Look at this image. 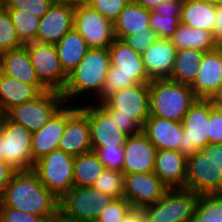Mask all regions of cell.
Returning a JSON list of instances; mask_svg holds the SVG:
<instances>
[{"label":"cell","mask_w":222,"mask_h":222,"mask_svg":"<svg viewBox=\"0 0 222 222\" xmlns=\"http://www.w3.org/2000/svg\"><path fill=\"white\" fill-rule=\"evenodd\" d=\"M0 202L6 207L43 218L59 215V199L40 182L33 169L15 171Z\"/></svg>","instance_id":"1"},{"label":"cell","mask_w":222,"mask_h":222,"mask_svg":"<svg viewBox=\"0 0 222 222\" xmlns=\"http://www.w3.org/2000/svg\"><path fill=\"white\" fill-rule=\"evenodd\" d=\"M108 48L111 65L102 92L97 98L100 99V102L114 92L136 84H149L151 82L141 54L120 39H115Z\"/></svg>","instance_id":"2"},{"label":"cell","mask_w":222,"mask_h":222,"mask_svg":"<svg viewBox=\"0 0 222 222\" xmlns=\"http://www.w3.org/2000/svg\"><path fill=\"white\" fill-rule=\"evenodd\" d=\"M109 48H90L78 66L68 75V81L61 92L64 101L94 90L102 92L110 68Z\"/></svg>","instance_id":"3"},{"label":"cell","mask_w":222,"mask_h":222,"mask_svg":"<svg viewBox=\"0 0 222 222\" xmlns=\"http://www.w3.org/2000/svg\"><path fill=\"white\" fill-rule=\"evenodd\" d=\"M150 116L182 122L189 108L198 99L188 85L169 79H155L149 83Z\"/></svg>","instance_id":"4"},{"label":"cell","mask_w":222,"mask_h":222,"mask_svg":"<svg viewBox=\"0 0 222 222\" xmlns=\"http://www.w3.org/2000/svg\"><path fill=\"white\" fill-rule=\"evenodd\" d=\"M199 196L188 188H168L161 199L141 211L146 222H191Z\"/></svg>","instance_id":"5"},{"label":"cell","mask_w":222,"mask_h":222,"mask_svg":"<svg viewBox=\"0 0 222 222\" xmlns=\"http://www.w3.org/2000/svg\"><path fill=\"white\" fill-rule=\"evenodd\" d=\"M114 200L92 186H73L59 200V215L72 222H95L104 207Z\"/></svg>","instance_id":"6"},{"label":"cell","mask_w":222,"mask_h":222,"mask_svg":"<svg viewBox=\"0 0 222 222\" xmlns=\"http://www.w3.org/2000/svg\"><path fill=\"white\" fill-rule=\"evenodd\" d=\"M63 103L64 97L60 91L48 89L34 99L14 106L6 117L34 133L50 120Z\"/></svg>","instance_id":"7"},{"label":"cell","mask_w":222,"mask_h":222,"mask_svg":"<svg viewBox=\"0 0 222 222\" xmlns=\"http://www.w3.org/2000/svg\"><path fill=\"white\" fill-rule=\"evenodd\" d=\"M75 156L55 150L35 162L33 170L40 182L59 200L74 186Z\"/></svg>","instance_id":"8"},{"label":"cell","mask_w":222,"mask_h":222,"mask_svg":"<svg viewBox=\"0 0 222 222\" xmlns=\"http://www.w3.org/2000/svg\"><path fill=\"white\" fill-rule=\"evenodd\" d=\"M32 132L5 117L0 131V159L16 171L34 168Z\"/></svg>","instance_id":"9"},{"label":"cell","mask_w":222,"mask_h":222,"mask_svg":"<svg viewBox=\"0 0 222 222\" xmlns=\"http://www.w3.org/2000/svg\"><path fill=\"white\" fill-rule=\"evenodd\" d=\"M149 102V84H136L110 94L99 106L109 116H130L142 127L150 116Z\"/></svg>","instance_id":"10"},{"label":"cell","mask_w":222,"mask_h":222,"mask_svg":"<svg viewBox=\"0 0 222 222\" xmlns=\"http://www.w3.org/2000/svg\"><path fill=\"white\" fill-rule=\"evenodd\" d=\"M213 109V99H197L182 120V142L179 151L186 156L202 150L209 144V114Z\"/></svg>","instance_id":"11"},{"label":"cell","mask_w":222,"mask_h":222,"mask_svg":"<svg viewBox=\"0 0 222 222\" xmlns=\"http://www.w3.org/2000/svg\"><path fill=\"white\" fill-rule=\"evenodd\" d=\"M39 81L51 90L62 92L68 75L64 72L54 44L32 42L24 45Z\"/></svg>","instance_id":"12"},{"label":"cell","mask_w":222,"mask_h":222,"mask_svg":"<svg viewBox=\"0 0 222 222\" xmlns=\"http://www.w3.org/2000/svg\"><path fill=\"white\" fill-rule=\"evenodd\" d=\"M73 28L83 36L89 48H108L116 39L113 23L86 3L75 6Z\"/></svg>","instance_id":"13"},{"label":"cell","mask_w":222,"mask_h":222,"mask_svg":"<svg viewBox=\"0 0 222 222\" xmlns=\"http://www.w3.org/2000/svg\"><path fill=\"white\" fill-rule=\"evenodd\" d=\"M185 188L199 195L222 194V170L202 150L187 156Z\"/></svg>","instance_id":"14"},{"label":"cell","mask_w":222,"mask_h":222,"mask_svg":"<svg viewBox=\"0 0 222 222\" xmlns=\"http://www.w3.org/2000/svg\"><path fill=\"white\" fill-rule=\"evenodd\" d=\"M168 187L154 173H130L123 176V198L134 209L156 203Z\"/></svg>","instance_id":"15"},{"label":"cell","mask_w":222,"mask_h":222,"mask_svg":"<svg viewBox=\"0 0 222 222\" xmlns=\"http://www.w3.org/2000/svg\"><path fill=\"white\" fill-rule=\"evenodd\" d=\"M87 116L90 126L92 147H123L128 134L121 131L113 120L99 105L79 107Z\"/></svg>","instance_id":"16"},{"label":"cell","mask_w":222,"mask_h":222,"mask_svg":"<svg viewBox=\"0 0 222 222\" xmlns=\"http://www.w3.org/2000/svg\"><path fill=\"white\" fill-rule=\"evenodd\" d=\"M79 108L62 106L50 120L38 131L32 133V158L33 163L42 157L58 150L59 140L64 134L68 118Z\"/></svg>","instance_id":"17"},{"label":"cell","mask_w":222,"mask_h":222,"mask_svg":"<svg viewBox=\"0 0 222 222\" xmlns=\"http://www.w3.org/2000/svg\"><path fill=\"white\" fill-rule=\"evenodd\" d=\"M75 6L53 3L40 18L36 41L57 44L72 28Z\"/></svg>","instance_id":"18"},{"label":"cell","mask_w":222,"mask_h":222,"mask_svg":"<svg viewBox=\"0 0 222 222\" xmlns=\"http://www.w3.org/2000/svg\"><path fill=\"white\" fill-rule=\"evenodd\" d=\"M198 99H214L222 90V57L217 49L206 51L194 83L190 86Z\"/></svg>","instance_id":"19"},{"label":"cell","mask_w":222,"mask_h":222,"mask_svg":"<svg viewBox=\"0 0 222 222\" xmlns=\"http://www.w3.org/2000/svg\"><path fill=\"white\" fill-rule=\"evenodd\" d=\"M123 149V174L154 172L157 148L142 132L128 136Z\"/></svg>","instance_id":"20"},{"label":"cell","mask_w":222,"mask_h":222,"mask_svg":"<svg viewBox=\"0 0 222 222\" xmlns=\"http://www.w3.org/2000/svg\"><path fill=\"white\" fill-rule=\"evenodd\" d=\"M58 150L73 156L92 151L88 116L80 108L68 118Z\"/></svg>","instance_id":"21"},{"label":"cell","mask_w":222,"mask_h":222,"mask_svg":"<svg viewBox=\"0 0 222 222\" xmlns=\"http://www.w3.org/2000/svg\"><path fill=\"white\" fill-rule=\"evenodd\" d=\"M177 49L171 39L158 38L141 55L145 70L151 80L169 79L176 58Z\"/></svg>","instance_id":"22"},{"label":"cell","mask_w":222,"mask_h":222,"mask_svg":"<svg viewBox=\"0 0 222 222\" xmlns=\"http://www.w3.org/2000/svg\"><path fill=\"white\" fill-rule=\"evenodd\" d=\"M0 72L33 85L40 93L48 90L37 78L25 46L0 53Z\"/></svg>","instance_id":"23"},{"label":"cell","mask_w":222,"mask_h":222,"mask_svg":"<svg viewBox=\"0 0 222 222\" xmlns=\"http://www.w3.org/2000/svg\"><path fill=\"white\" fill-rule=\"evenodd\" d=\"M187 156L180 151L157 150L154 173L168 188H185Z\"/></svg>","instance_id":"24"},{"label":"cell","mask_w":222,"mask_h":222,"mask_svg":"<svg viewBox=\"0 0 222 222\" xmlns=\"http://www.w3.org/2000/svg\"><path fill=\"white\" fill-rule=\"evenodd\" d=\"M182 122L161 117L149 116L142 126V133L157 150L169 149L179 151L182 142Z\"/></svg>","instance_id":"25"},{"label":"cell","mask_w":222,"mask_h":222,"mask_svg":"<svg viewBox=\"0 0 222 222\" xmlns=\"http://www.w3.org/2000/svg\"><path fill=\"white\" fill-rule=\"evenodd\" d=\"M150 17L151 10L145 9L132 0L113 23L116 39L122 40L125 36L135 32H150Z\"/></svg>","instance_id":"26"},{"label":"cell","mask_w":222,"mask_h":222,"mask_svg":"<svg viewBox=\"0 0 222 222\" xmlns=\"http://www.w3.org/2000/svg\"><path fill=\"white\" fill-rule=\"evenodd\" d=\"M57 54L64 72L69 75L90 49L83 36L72 28L57 44Z\"/></svg>","instance_id":"27"},{"label":"cell","mask_w":222,"mask_h":222,"mask_svg":"<svg viewBox=\"0 0 222 222\" xmlns=\"http://www.w3.org/2000/svg\"><path fill=\"white\" fill-rule=\"evenodd\" d=\"M170 39L177 50L197 49L206 52L216 49L217 46L213 32L187 26L181 22Z\"/></svg>","instance_id":"28"},{"label":"cell","mask_w":222,"mask_h":222,"mask_svg":"<svg viewBox=\"0 0 222 222\" xmlns=\"http://www.w3.org/2000/svg\"><path fill=\"white\" fill-rule=\"evenodd\" d=\"M39 94L33 85L25 84L0 72V107L5 113Z\"/></svg>","instance_id":"29"},{"label":"cell","mask_w":222,"mask_h":222,"mask_svg":"<svg viewBox=\"0 0 222 222\" xmlns=\"http://www.w3.org/2000/svg\"><path fill=\"white\" fill-rule=\"evenodd\" d=\"M216 5L197 0H184L180 22L194 28L213 32Z\"/></svg>","instance_id":"30"},{"label":"cell","mask_w":222,"mask_h":222,"mask_svg":"<svg viewBox=\"0 0 222 222\" xmlns=\"http://www.w3.org/2000/svg\"><path fill=\"white\" fill-rule=\"evenodd\" d=\"M204 53L197 49L177 50L169 80L191 86L199 72Z\"/></svg>","instance_id":"31"},{"label":"cell","mask_w":222,"mask_h":222,"mask_svg":"<svg viewBox=\"0 0 222 222\" xmlns=\"http://www.w3.org/2000/svg\"><path fill=\"white\" fill-rule=\"evenodd\" d=\"M104 170V165L94 151L75 156L73 185L75 187L92 186Z\"/></svg>","instance_id":"32"},{"label":"cell","mask_w":222,"mask_h":222,"mask_svg":"<svg viewBox=\"0 0 222 222\" xmlns=\"http://www.w3.org/2000/svg\"><path fill=\"white\" fill-rule=\"evenodd\" d=\"M23 45L36 41L40 18L21 9H6Z\"/></svg>","instance_id":"33"},{"label":"cell","mask_w":222,"mask_h":222,"mask_svg":"<svg viewBox=\"0 0 222 222\" xmlns=\"http://www.w3.org/2000/svg\"><path fill=\"white\" fill-rule=\"evenodd\" d=\"M191 222H222V194L200 195Z\"/></svg>","instance_id":"34"},{"label":"cell","mask_w":222,"mask_h":222,"mask_svg":"<svg viewBox=\"0 0 222 222\" xmlns=\"http://www.w3.org/2000/svg\"><path fill=\"white\" fill-rule=\"evenodd\" d=\"M123 176V172L105 169L92 187L112 196L114 199L123 198Z\"/></svg>","instance_id":"35"},{"label":"cell","mask_w":222,"mask_h":222,"mask_svg":"<svg viewBox=\"0 0 222 222\" xmlns=\"http://www.w3.org/2000/svg\"><path fill=\"white\" fill-rule=\"evenodd\" d=\"M24 45L17 36L16 30L10 19V14L3 7L0 9V53L13 50Z\"/></svg>","instance_id":"36"},{"label":"cell","mask_w":222,"mask_h":222,"mask_svg":"<svg viewBox=\"0 0 222 222\" xmlns=\"http://www.w3.org/2000/svg\"><path fill=\"white\" fill-rule=\"evenodd\" d=\"M181 16H162L151 10L150 28L159 38L170 39L180 23Z\"/></svg>","instance_id":"37"},{"label":"cell","mask_w":222,"mask_h":222,"mask_svg":"<svg viewBox=\"0 0 222 222\" xmlns=\"http://www.w3.org/2000/svg\"><path fill=\"white\" fill-rule=\"evenodd\" d=\"M105 169L117 170L122 172L124 165L123 147H92Z\"/></svg>","instance_id":"38"},{"label":"cell","mask_w":222,"mask_h":222,"mask_svg":"<svg viewBox=\"0 0 222 222\" xmlns=\"http://www.w3.org/2000/svg\"><path fill=\"white\" fill-rule=\"evenodd\" d=\"M132 0H87L85 3L114 23L120 12Z\"/></svg>","instance_id":"39"},{"label":"cell","mask_w":222,"mask_h":222,"mask_svg":"<svg viewBox=\"0 0 222 222\" xmlns=\"http://www.w3.org/2000/svg\"><path fill=\"white\" fill-rule=\"evenodd\" d=\"M133 209L124 198L115 199L105 206L95 222H120Z\"/></svg>","instance_id":"40"},{"label":"cell","mask_w":222,"mask_h":222,"mask_svg":"<svg viewBox=\"0 0 222 222\" xmlns=\"http://www.w3.org/2000/svg\"><path fill=\"white\" fill-rule=\"evenodd\" d=\"M53 3L51 0H5V9H21L41 18Z\"/></svg>","instance_id":"41"},{"label":"cell","mask_w":222,"mask_h":222,"mask_svg":"<svg viewBox=\"0 0 222 222\" xmlns=\"http://www.w3.org/2000/svg\"><path fill=\"white\" fill-rule=\"evenodd\" d=\"M1 222H51L53 218H43L27 214L18 209L6 207L0 202Z\"/></svg>","instance_id":"42"},{"label":"cell","mask_w":222,"mask_h":222,"mask_svg":"<svg viewBox=\"0 0 222 222\" xmlns=\"http://www.w3.org/2000/svg\"><path fill=\"white\" fill-rule=\"evenodd\" d=\"M158 38V35L151 30L150 32H135L125 36L122 40L133 50L142 55Z\"/></svg>","instance_id":"43"},{"label":"cell","mask_w":222,"mask_h":222,"mask_svg":"<svg viewBox=\"0 0 222 222\" xmlns=\"http://www.w3.org/2000/svg\"><path fill=\"white\" fill-rule=\"evenodd\" d=\"M209 144L222 143V108L213 99V109L209 114Z\"/></svg>","instance_id":"44"},{"label":"cell","mask_w":222,"mask_h":222,"mask_svg":"<svg viewBox=\"0 0 222 222\" xmlns=\"http://www.w3.org/2000/svg\"><path fill=\"white\" fill-rule=\"evenodd\" d=\"M184 0H164L153 11L162 16H181Z\"/></svg>","instance_id":"45"},{"label":"cell","mask_w":222,"mask_h":222,"mask_svg":"<svg viewBox=\"0 0 222 222\" xmlns=\"http://www.w3.org/2000/svg\"><path fill=\"white\" fill-rule=\"evenodd\" d=\"M113 120H115L119 129L126 134L136 135L142 132V127L132 118V117H124V116H110Z\"/></svg>","instance_id":"46"},{"label":"cell","mask_w":222,"mask_h":222,"mask_svg":"<svg viewBox=\"0 0 222 222\" xmlns=\"http://www.w3.org/2000/svg\"><path fill=\"white\" fill-rule=\"evenodd\" d=\"M15 171L16 170L9 163L0 159V197Z\"/></svg>","instance_id":"47"},{"label":"cell","mask_w":222,"mask_h":222,"mask_svg":"<svg viewBox=\"0 0 222 222\" xmlns=\"http://www.w3.org/2000/svg\"><path fill=\"white\" fill-rule=\"evenodd\" d=\"M202 151L222 170V143L207 144Z\"/></svg>","instance_id":"48"},{"label":"cell","mask_w":222,"mask_h":222,"mask_svg":"<svg viewBox=\"0 0 222 222\" xmlns=\"http://www.w3.org/2000/svg\"><path fill=\"white\" fill-rule=\"evenodd\" d=\"M213 34L217 42L222 40V2L216 4V20Z\"/></svg>","instance_id":"49"},{"label":"cell","mask_w":222,"mask_h":222,"mask_svg":"<svg viewBox=\"0 0 222 222\" xmlns=\"http://www.w3.org/2000/svg\"><path fill=\"white\" fill-rule=\"evenodd\" d=\"M120 222H146L145 216L141 209H132L129 214Z\"/></svg>","instance_id":"50"},{"label":"cell","mask_w":222,"mask_h":222,"mask_svg":"<svg viewBox=\"0 0 222 222\" xmlns=\"http://www.w3.org/2000/svg\"><path fill=\"white\" fill-rule=\"evenodd\" d=\"M136 4L144 7L145 9L153 10L158 4L164 0H133Z\"/></svg>","instance_id":"51"},{"label":"cell","mask_w":222,"mask_h":222,"mask_svg":"<svg viewBox=\"0 0 222 222\" xmlns=\"http://www.w3.org/2000/svg\"><path fill=\"white\" fill-rule=\"evenodd\" d=\"M52 3L71 4L75 6V0H51Z\"/></svg>","instance_id":"52"},{"label":"cell","mask_w":222,"mask_h":222,"mask_svg":"<svg viewBox=\"0 0 222 222\" xmlns=\"http://www.w3.org/2000/svg\"><path fill=\"white\" fill-rule=\"evenodd\" d=\"M216 105L222 108V90L221 92L214 98Z\"/></svg>","instance_id":"53"},{"label":"cell","mask_w":222,"mask_h":222,"mask_svg":"<svg viewBox=\"0 0 222 222\" xmlns=\"http://www.w3.org/2000/svg\"><path fill=\"white\" fill-rule=\"evenodd\" d=\"M6 117V113L5 111L0 107V131H1V127H2V124H3V121Z\"/></svg>","instance_id":"54"},{"label":"cell","mask_w":222,"mask_h":222,"mask_svg":"<svg viewBox=\"0 0 222 222\" xmlns=\"http://www.w3.org/2000/svg\"><path fill=\"white\" fill-rule=\"evenodd\" d=\"M51 222H72V221L66 220L62 218L60 215H58L57 217L53 218Z\"/></svg>","instance_id":"55"},{"label":"cell","mask_w":222,"mask_h":222,"mask_svg":"<svg viewBox=\"0 0 222 222\" xmlns=\"http://www.w3.org/2000/svg\"><path fill=\"white\" fill-rule=\"evenodd\" d=\"M197 1H202L205 3H211V4H215V5L222 2V0H197Z\"/></svg>","instance_id":"56"},{"label":"cell","mask_w":222,"mask_h":222,"mask_svg":"<svg viewBox=\"0 0 222 222\" xmlns=\"http://www.w3.org/2000/svg\"><path fill=\"white\" fill-rule=\"evenodd\" d=\"M216 49L218 50V52L220 53L222 57V40L217 42Z\"/></svg>","instance_id":"57"},{"label":"cell","mask_w":222,"mask_h":222,"mask_svg":"<svg viewBox=\"0 0 222 222\" xmlns=\"http://www.w3.org/2000/svg\"><path fill=\"white\" fill-rule=\"evenodd\" d=\"M87 0H75V6L78 4V3H85Z\"/></svg>","instance_id":"58"},{"label":"cell","mask_w":222,"mask_h":222,"mask_svg":"<svg viewBox=\"0 0 222 222\" xmlns=\"http://www.w3.org/2000/svg\"><path fill=\"white\" fill-rule=\"evenodd\" d=\"M0 6H4V2L0 0Z\"/></svg>","instance_id":"59"}]
</instances>
